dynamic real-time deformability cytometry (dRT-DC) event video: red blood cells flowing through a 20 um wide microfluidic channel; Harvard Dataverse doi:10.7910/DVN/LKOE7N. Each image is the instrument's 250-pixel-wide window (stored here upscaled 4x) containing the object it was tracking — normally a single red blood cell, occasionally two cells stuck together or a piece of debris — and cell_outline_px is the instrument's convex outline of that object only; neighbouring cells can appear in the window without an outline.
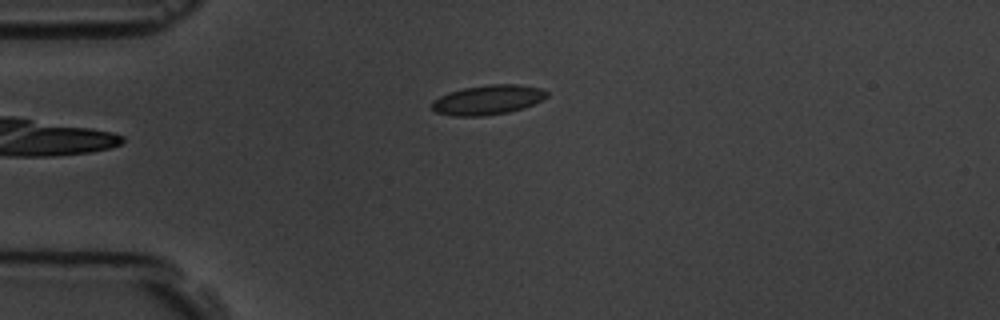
{"species": "common noctule bat (a hibernating species)", "species_latin": "Nyctalus noctula", "temperature_condition": "room temperature", "stored_images_in_passage": 2, "camera_frame_rate_fps": 3000, "um_per_image_px": 0.085, "animal": {"sex": "male", "body_mass_g": 19.5, "forearm_length_mm": 54.6}, "frame": {"image": 1, "passage_image": 2, "time_ms": 1.0, "image_size_px": [1000, 320], "cell_outline_px": [[548, 96], [544, 100], [524, 108], [508, 112], [484, 116], [452, 116], [436, 112], [432, 108], [432, 100], [448, 92], [464, 88], [488, 84], [520, 84], [540, 88], [548, 92]], "centroid_in_image_um": [41.49, 8.48], "position_along_channel_um": 43.5, "area_um2": 20.06}}